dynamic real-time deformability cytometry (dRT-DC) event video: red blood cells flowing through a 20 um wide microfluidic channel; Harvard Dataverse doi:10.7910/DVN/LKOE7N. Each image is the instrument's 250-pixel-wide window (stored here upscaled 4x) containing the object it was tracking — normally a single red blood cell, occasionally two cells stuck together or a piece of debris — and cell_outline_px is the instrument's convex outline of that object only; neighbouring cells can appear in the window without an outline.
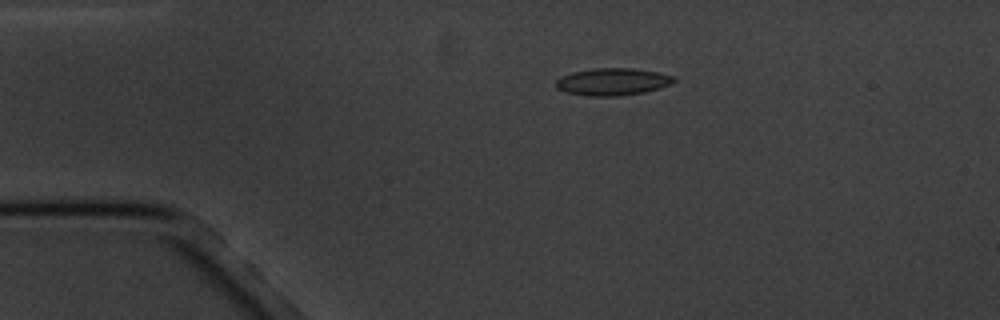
{"species": "common noctule bat (a hibernating species)", "species_latin": "Nyctalus noctula", "temperature_condition": "cold", "stored_images_in_passage": 3, "camera_frame_rate_fps": 3000, "um_per_image_px": 0.085, "animal": {"sex": "male", "body_mass_g": 20.1, "forearm_length_mm": 53.5}, "frame": {"image": 1, "passage_image": 1, "time_ms": 0.0, "image_size_px": [1000, 320], "cell_outline_px": [[676, 80], [672, 84], [660, 88], [644, 92], [616, 96], [588, 96], [568, 92], [556, 88], [556, 80], [560, 76], [572, 72], [592, 68], [632, 68], [656, 72], [676, 76]], "centroid_in_image_um": [52.08, 6.94], "position_along_channel_um": 32.9, "area_um2": 18.79}}
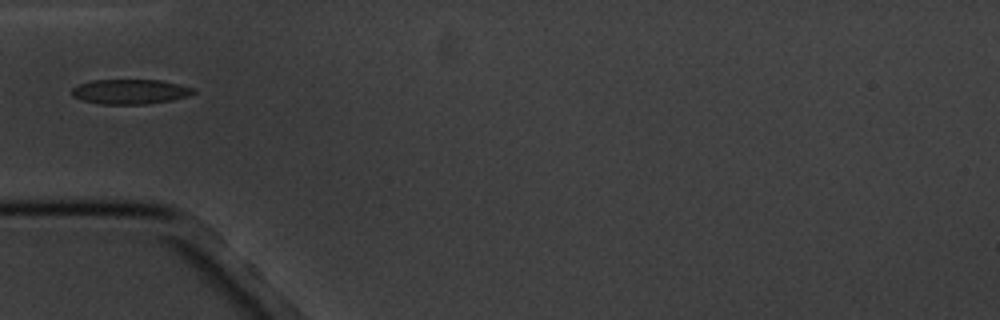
{"frame": {"image": 2, "passage_image": 3, "time_ms": 2.333, "image_size_px": [1000, 320], "cell_outline_px": [[196, 92], [188, 96], [172, 100], [144, 104], [100, 104], [84, 100], [72, 96], [72, 88], [76, 84], [92, 80], [160, 80], [180, 84], [196, 88]], "centroid_in_image_um": [11.08, 7.78], "position_along_channel_um": 73.9, "area_um2": 17.69}}